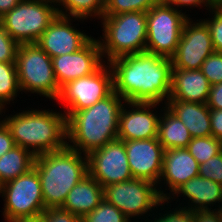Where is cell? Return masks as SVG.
Segmentation results:
<instances>
[{"instance_id":"603a6c76","label":"cell","mask_w":222,"mask_h":222,"mask_svg":"<svg viewBox=\"0 0 222 222\" xmlns=\"http://www.w3.org/2000/svg\"><path fill=\"white\" fill-rule=\"evenodd\" d=\"M157 139L166 149L186 148L192 137L183 122L167 107L160 109Z\"/></svg>"},{"instance_id":"ba28073f","label":"cell","mask_w":222,"mask_h":222,"mask_svg":"<svg viewBox=\"0 0 222 222\" xmlns=\"http://www.w3.org/2000/svg\"><path fill=\"white\" fill-rule=\"evenodd\" d=\"M147 41L145 52L172 58L178 47L188 15L173 6L155 4L146 12Z\"/></svg>"},{"instance_id":"4dcf8cb0","label":"cell","mask_w":222,"mask_h":222,"mask_svg":"<svg viewBox=\"0 0 222 222\" xmlns=\"http://www.w3.org/2000/svg\"><path fill=\"white\" fill-rule=\"evenodd\" d=\"M202 73L212 85L222 83V53L213 52L203 62Z\"/></svg>"},{"instance_id":"52a82bcc","label":"cell","mask_w":222,"mask_h":222,"mask_svg":"<svg viewBox=\"0 0 222 222\" xmlns=\"http://www.w3.org/2000/svg\"><path fill=\"white\" fill-rule=\"evenodd\" d=\"M57 15L53 0H21L0 21L18 44L36 43Z\"/></svg>"},{"instance_id":"9c48e42d","label":"cell","mask_w":222,"mask_h":222,"mask_svg":"<svg viewBox=\"0 0 222 222\" xmlns=\"http://www.w3.org/2000/svg\"><path fill=\"white\" fill-rule=\"evenodd\" d=\"M2 197L5 198L3 199L5 221L37 218L46 209L40 178L34 168L3 184Z\"/></svg>"},{"instance_id":"83f0119b","label":"cell","mask_w":222,"mask_h":222,"mask_svg":"<svg viewBox=\"0 0 222 222\" xmlns=\"http://www.w3.org/2000/svg\"><path fill=\"white\" fill-rule=\"evenodd\" d=\"M156 4L155 0H104L103 15L126 12H147Z\"/></svg>"},{"instance_id":"3957f363","label":"cell","mask_w":222,"mask_h":222,"mask_svg":"<svg viewBox=\"0 0 222 222\" xmlns=\"http://www.w3.org/2000/svg\"><path fill=\"white\" fill-rule=\"evenodd\" d=\"M17 146L28 149L35 156L64 149L67 143V118L53 110L27 111L6 116L2 120Z\"/></svg>"},{"instance_id":"ab89813d","label":"cell","mask_w":222,"mask_h":222,"mask_svg":"<svg viewBox=\"0 0 222 222\" xmlns=\"http://www.w3.org/2000/svg\"><path fill=\"white\" fill-rule=\"evenodd\" d=\"M194 222H222L218 208L194 211Z\"/></svg>"},{"instance_id":"8d00e7d4","label":"cell","mask_w":222,"mask_h":222,"mask_svg":"<svg viewBox=\"0 0 222 222\" xmlns=\"http://www.w3.org/2000/svg\"><path fill=\"white\" fill-rule=\"evenodd\" d=\"M206 104L210 109L222 110V83L211 86Z\"/></svg>"},{"instance_id":"2e32d148","label":"cell","mask_w":222,"mask_h":222,"mask_svg":"<svg viewBox=\"0 0 222 222\" xmlns=\"http://www.w3.org/2000/svg\"><path fill=\"white\" fill-rule=\"evenodd\" d=\"M133 178L157 185L162 172L165 149L157 138L123 141Z\"/></svg>"},{"instance_id":"ac0fdd59","label":"cell","mask_w":222,"mask_h":222,"mask_svg":"<svg viewBox=\"0 0 222 222\" xmlns=\"http://www.w3.org/2000/svg\"><path fill=\"white\" fill-rule=\"evenodd\" d=\"M198 175L199 163L186 148L166 149L158 182L161 199L168 200L179 187ZM162 183L166 184L167 188L169 187V193L161 189Z\"/></svg>"},{"instance_id":"5b68a950","label":"cell","mask_w":222,"mask_h":222,"mask_svg":"<svg viewBox=\"0 0 222 222\" xmlns=\"http://www.w3.org/2000/svg\"><path fill=\"white\" fill-rule=\"evenodd\" d=\"M103 38L98 39L103 60L145 52L147 41L146 12L103 15ZM103 21V22H102Z\"/></svg>"},{"instance_id":"f546056e","label":"cell","mask_w":222,"mask_h":222,"mask_svg":"<svg viewBox=\"0 0 222 222\" xmlns=\"http://www.w3.org/2000/svg\"><path fill=\"white\" fill-rule=\"evenodd\" d=\"M210 13L212 18L203 19L206 23L212 40L215 52L222 53V1Z\"/></svg>"},{"instance_id":"f35d334b","label":"cell","mask_w":222,"mask_h":222,"mask_svg":"<svg viewBox=\"0 0 222 222\" xmlns=\"http://www.w3.org/2000/svg\"><path fill=\"white\" fill-rule=\"evenodd\" d=\"M220 2L221 0H176V2L172 6L177 9L178 7L182 8L183 6H190L191 8L192 6L202 7L204 5L210 11L212 8L216 7Z\"/></svg>"},{"instance_id":"484cf974","label":"cell","mask_w":222,"mask_h":222,"mask_svg":"<svg viewBox=\"0 0 222 222\" xmlns=\"http://www.w3.org/2000/svg\"><path fill=\"white\" fill-rule=\"evenodd\" d=\"M16 62H0V115L7 102L14 101L20 93Z\"/></svg>"},{"instance_id":"1f68e13d","label":"cell","mask_w":222,"mask_h":222,"mask_svg":"<svg viewBox=\"0 0 222 222\" xmlns=\"http://www.w3.org/2000/svg\"><path fill=\"white\" fill-rule=\"evenodd\" d=\"M199 175L222 185V152L199 164Z\"/></svg>"},{"instance_id":"e575fe53","label":"cell","mask_w":222,"mask_h":222,"mask_svg":"<svg viewBox=\"0 0 222 222\" xmlns=\"http://www.w3.org/2000/svg\"><path fill=\"white\" fill-rule=\"evenodd\" d=\"M40 218L42 222H80L75 214L61 207L45 209Z\"/></svg>"},{"instance_id":"b9f144b4","label":"cell","mask_w":222,"mask_h":222,"mask_svg":"<svg viewBox=\"0 0 222 222\" xmlns=\"http://www.w3.org/2000/svg\"><path fill=\"white\" fill-rule=\"evenodd\" d=\"M7 222H42L40 217L37 218H25V219H13Z\"/></svg>"},{"instance_id":"277c9868","label":"cell","mask_w":222,"mask_h":222,"mask_svg":"<svg viewBox=\"0 0 222 222\" xmlns=\"http://www.w3.org/2000/svg\"><path fill=\"white\" fill-rule=\"evenodd\" d=\"M46 209L62 207L69 191L88 175L87 155L70 147L35 157Z\"/></svg>"},{"instance_id":"d6986e66","label":"cell","mask_w":222,"mask_h":222,"mask_svg":"<svg viewBox=\"0 0 222 222\" xmlns=\"http://www.w3.org/2000/svg\"><path fill=\"white\" fill-rule=\"evenodd\" d=\"M211 84L201 69H172L169 99L206 103Z\"/></svg>"},{"instance_id":"5bb4252c","label":"cell","mask_w":222,"mask_h":222,"mask_svg":"<svg viewBox=\"0 0 222 222\" xmlns=\"http://www.w3.org/2000/svg\"><path fill=\"white\" fill-rule=\"evenodd\" d=\"M56 81L61 88L69 81L93 74L103 60L98 38L94 37L80 50L51 58Z\"/></svg>"},{"instance_id":"7402d4cb","label":"cell","mask_w":222,"mask_h":222,"mask_svg":"<svg viewBox=\"0 0 222 222\" xmlns=\"http://www.w3.org/2000/svg\"><path fill=\"white\" fill-rule=\"evenodd\" d=\"M103 199V187L88 174L69 191L61 208L70 211L81 220Z\"/></svg>"},{"instance_id":"9a60e30c","label":"cell","mask_w":222,"mask_h":222,"mask_svg":"<svg viewBox=\"0 0 222 222\" xmlns=\"http://www.w3.org/2000/svg\"><path fill=\"white\" fill-rule=\"evenodd\" d=\"M157 104L159 103H123L119 114L118 139L129 141L157 138L160 115L156 114L158 111L154 113V110H151L152 107L155 109Z\"/></svg>"},{"instance_id":"30bf717a","label":"cell","mask_w":222,"mask_h":222,"mask_svg":"<svg viewBox=\"0 0 222 222\" xmlns=\"http://www.w3.org/2000/svg\"><path fill=\"white\" fill-rule=\"evenodd\" d=\"M156 186L150 181L133 178L105 186L103 196L131 221L132 217L148 215L155 207L169 203L168 200L161 199Z\"/></svg>"},{"instance_id":"7c38bea8","label":"cell","mask_w":222,"mask_h":222,"mask_svg":"<svg viewBox=\"0 0 222 222\" xmlns=\"http://www.w3.org/2000/svg\"><path fill=\"white\" fill-rule=\"evenodd\" d=\"M88 174L105 186L133 179L124 142L116 139L87 155Z\"/></svg>"},{"instance_id":"ffe728a7","label":"cell","mask_w":222,"mask_h":222,"mask_svg":"<svg viewBox=\"0 0 222 222\" xmlns=\"http://www.w3.org/2000/svg\"><path fill=\"white\" fill-rule=\"evenodd\" d=\"M174 194L176 197L181 195V197L185 196L183 199H189V202L187 203L189 205L186 206V208L193 211L211 210V205L213 207V205H216L215 203L220 204V202L221 206L219 205L217 207H222V185L213 180L205 179L200 175L191 178L189 181L179 187L173 193V197L171 196L168 201H172L175 198Z\"/></svg>"},{"instance_id":"836d02e7","label":"cell","mask_w":222,"mask_h":222,"mask_svg":"<svg viewBox=\"0 0 222 222\" xmlns=\"http://www.w3.org/2000/svg\"><path fill=\"white\" fill-rule=\"evenodd\" d=\"M179 207V208H178ZM175 209L173 208L171 211V209L168 211H166V213L162 214V213H158L160 216L158 217V215L155 217V219L153 218V220L150 219V221L148 220L149 218H147L145 220V222H194V211L183 207V206H178ZM163 216H162V215ZM158 217V218H157Z\"/></svg>"},{"instance_id":"44dd1931","label":"cell","mask_w":222,"mask_h":222,"mask_svg":"<svg viewBox=\"0 0 222 222\" xmlns=\"http://www.w3.org/2000/svg\"><path fill=\"white\" fill-rule=\"evenodd\" d=\"M165 105L183 122L192 138L212 136L210 108L206 103L168 99Z\"/></svg>"},{"instance_id":"d6a6232c","label":"cell","mask_w":222,"mask_h":222,"mask_svg":"<svg viewBox=\"0 0 222 222\" xmlns=\"http://www.w3.org/2000/svg\"><path fill=\"white\" fill-rule=\"evenodd\" d=\"M19 44L4 30L0 21V62H16Z\"/></svg>"},{"instance_id":"cb8c5ba5","label":"cell","mask_w":222,"mask_h":222,"mask_svg":"<svg viewBox=\"0 0 222 222\" xmlns=\"http://www.w3.org/2000/svg\"><path fill=\"white\" fill-rule=\"evenodd\" d=\"M35 155L28 149L15 145L0 157V182L5 184L28 173L35 162Z\"/></svg>"},{"instance_id":"f1b7e54d","label":"cell","mask_w":222,"mask_h":222,"mask_svg":"<svg viewBox=\"0 0 222 222\" xmlns=\"http://www.w3.org/2000/svg\"><path fill=\"white\" fill-rule=\"evenodd\" d=\"M80 222H131L114 205L103 199L99 205L89 214L85 215Z\"/></svg>"},{"instance_id":"60d3db41","label":"cell","mask_w":222,"mask_h":222,"mask_svg":"<svg viewBox=\"0 0 222 222\" xmlns=\"http://www.w3.org/2000/svg\"><path fill=\"white\" fill-rule=\"evenodd\" d=\"M21 0H0V18L18 5Z\"/></svg>"},{"instance_id":"4fadbf2b","label":"cell","mask_w":222,"mask_h":222,"mask_svg":"<svg viewBox=\"0 0 222 222\" xmlns=\"http://www.w3.org/2000/svg\"><path fill=\"white\" fill-rule=\"evenodd\" d=\"M184 23L177 51L171 58L172 69H201L204 60L214 52L210 31L201 19Z\"/></svg>"},{"instance_id":"4316f807","label":"cell","mask_w":222,"mask_h":222,"mask_svg":"<svg viewBox=\"0 0 222 222\" xmlns=\"http://www.w3.org/2000/svg\"><path fill=\"white\" fill-rule=\"evenodd\" d=\"M186 149L200 164L222 152V140L213 136L195 137L192 138Z\"/></svg>"},{"instance_id":"7a4b0ae2","label":"cell","mask_w":222,"mask_h":222,"mask_svg":"<svg viewBox=\"0 0 222 222\" xmlns=\"http://www.w3.org/2000/svg\"><path fill=\"white\" fill-rule=\"evenodd\" d=\"M124 102L126 101L113 91L91 107L64 112L67 118L68 147L88 155L118 139L119 114Z\"/></svg>"},{"instance_id":"8fae6325","label":"cell","mask_w":222,"mask_h":222,"mask_svg":"<svg viewBox=\"0 0 222 222\" xmlns=\"http://www.w3.org/2000/svg\"><path fill=\"white\" fill-rule=\"evenodd\" d=\"M113 91V72L109 63H104L93 74L69 81L62 86L56 102L63 103L67 109L64 112H76L91 107Z\"/></svg>"},{"instance_id":"74e56055","label":"cell","mask_w":222,"mask_h":222,"mask_svg":"<svg viewBox=\"0 0 222 222\" xmlns=\"http://www.w3.org/2000/svg\"><path fill=\"white\" fill-rule=\"evenodd\" d=\"M210 125L212 136L222 140V110L210 109Z\"/></svg>"},{"instance_id":"d590c367","label":"cell","mask_w":222,"mask_h":222,"mask_svg":"<svg viewBox=\"0 0 222 222\" xmlns=\"http://www.w3.org/2000/svg\"><path fill=\"white\" fill-rule=\"evenodd\" d=\"M15 146L14 139L6 124L0 120V157Z\"/></svg>"},{"instance_id":"ee69618b","label":"cell","mask_w":222,"mask_h":222,"mask_svg":"<svg viewBox=\"0 0 222 222\" xmlns=\"http://www.w3.org/2000/svg\"><path fill=\"white\" fill-rule=\"evenodd\" d=\"M219 210V214L221 216V219H222V207L218 209Z\"/></svg>"},{"instance_id":"f6af8a7d","label":"cell","mask_w":222,"mask_h":222,"mask_svg":"<svg viewBox=\"0 0 222 222\" xmlns=\"http://www.w3.org/2000/svg\"><path fill=\"white\" fill-rule=\"evenodd\" d=\"M2 194V184L0 182V195Z\"/></svg>"},{"instance_id":"8992f818","label":"cell","mask_w":222,"mask_h":222,"mask_svg":"<svg viewBox=\"0 0 222 222\" xmlns=\"http://www.w3.org/2000/svg\"><path fill=\"white\" fill-rule=\"evenodd\" d=\"M16 68L22 92L57 100L61 88L55 78L52 59L36 43L19 44Z\"/></svg>"},{"instance_id":"7bdbcfd3","label":"cell","mask_w":222,"mask_h":222,"mask_svg":"<svg viewBox=\"0 0 222 222\" xmlns=\"http://www.w3.org/2000/svg\"><path fill=\"white\" fill-rule=\"evenodd\" d=\"M158 5L172 6L176 0H155Z\"/></svg>"},{"instance_id":"d4e9b609","label":"cell","mask_w":222,"mask_h":222,"mask_svg":"<svg viewBox=\"0 0 222 222\" xmlns=\"http://www.w3.org/2000/svg\"><path fill=\"white\" fill-rule=\"evenodd\" d=\"M54 2L59 6H57L59 15L71 16L77 21L78 19L83 21L91 16L97 17L98 20L103 17L104 0H54Z\"/></svg>"},{"instance_id":"e0dca14e","label":"cell","mask_w":222,"mask_h":222,"mask_svg":"<svg viewBox=\"0 0 222 222\" xmlns=\"http://www.w3.org/2000/svg\"><path fill=\"white\" fill-rule=\"evenodd\" d=\"M71 20L58 14L37 40L36 44L51 58L75 53L93 38L72 26Z\"/></svg>"},{"instance_id":"6da1fadb","label":"cell","mask_w":222,"mask_h":222,"mask_svg":"<svg viewBox=\"0 0 222 222\" xmlns=\"http://www.w3.org/2000/svg\"><path fill=\"white\" fill-rule=\"evenodd\" d=\"M108 63L113 72L114 91L126 102L167 103L173 68L170 58L141 52Z\"/></svg>"}]
</instances>
